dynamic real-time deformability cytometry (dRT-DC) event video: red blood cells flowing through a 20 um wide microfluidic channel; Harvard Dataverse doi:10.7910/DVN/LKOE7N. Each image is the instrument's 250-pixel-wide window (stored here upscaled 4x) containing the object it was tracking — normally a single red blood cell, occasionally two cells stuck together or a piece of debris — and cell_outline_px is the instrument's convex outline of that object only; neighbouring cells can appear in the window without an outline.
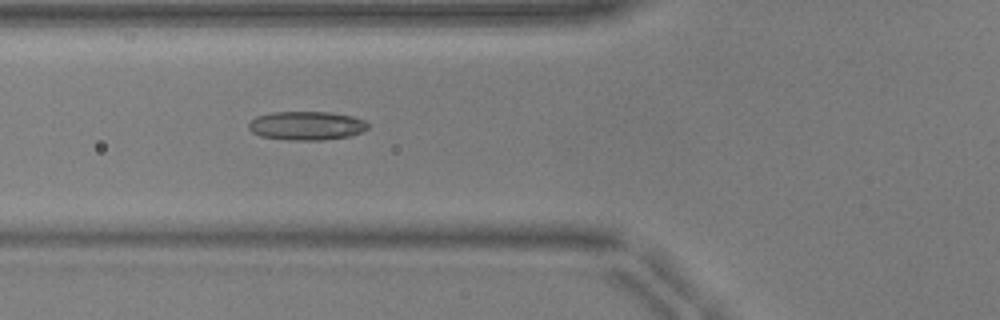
{"species": "common noctule bat (a hibernating species)", "species_latin": "Nyctalus noctula", "temperature_condition": "warm", "stored_images_in_passage": 49, "camera_frame_rate_fps": 3000, "um_per_image_px": 0.085, "animal": {"sex": "male", "body_mass_g": 17.9, "forearm_length_mm": 54.2}, "frame": {"image": 1, "passage_image": 17, "time_ms": 5.333, "image_size_px": [1000, 320], "cell_outline_px": [[368, 128], [352, 136], [324, 140], [288, 140], [260, 136], [252, 132], [248, 128], [248, 124], [256, 116], [272, 112], [328, 112], [352, 116], [364, 120], [368, 124]], "centroid_in_image_um": [26.05, 10.69], "position_along_channel_um": 99.8, "area_um2": 20.06}}
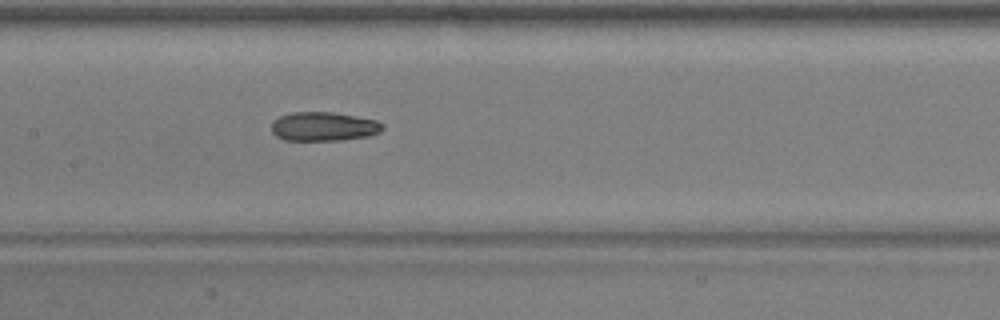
{"frame": {"image": 2, "passage_image": 23, "time_ms": 7.333, "image_size_px": [1000, 320], "cell_outline_px": [[384, 128], [380, 132], [368, 136], [340, 140], [284, 140], [276, 136], [272, 132], [272, 120], [280, 116], [292, 112], [332, 112], [376, 120], [384, 124]], "centroid_in_image_um": [27.5, 10.75], "position_along_channel_um": 179.9, "area_um2": 18.79}}
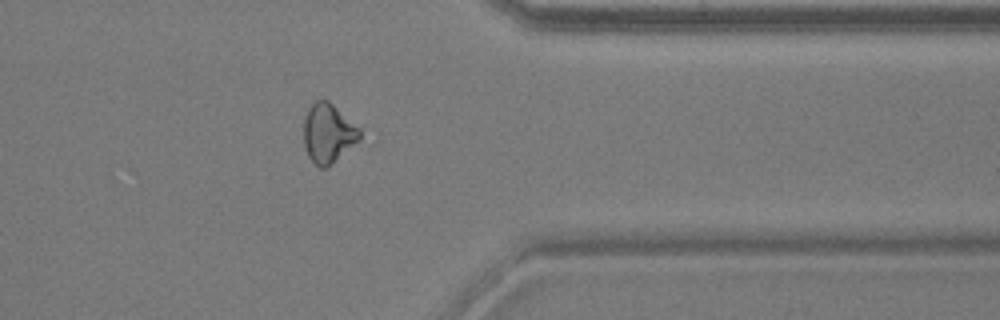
{"frame": {"image": 3, "passage_image": 39, "time_ms": 12.667, "image_size_px": [1000, 320], "cell_outline_px": [[364, 140], [332, 164], [324, 168], [320, 168], [308, 156], [304, 144], [304, 116], [308, 108], [316, 100], [328, 100], [360, 128]], "centroid_in_image_um": [27.95, 11.35], "position_along_channel_um": 383.4, "area_um2": 19.83}, "authors_computed_cell_mechanics": {"area_um2": 19.7676, "velocity_mm_per_s": 3.9711, "shape_relaxation_time_tau1_ms": null, "shape_relaxation_time_tau2_ms": 3.6387, "deformation_change_tau1": null, "deformation_change_tau2": 0.1357}}